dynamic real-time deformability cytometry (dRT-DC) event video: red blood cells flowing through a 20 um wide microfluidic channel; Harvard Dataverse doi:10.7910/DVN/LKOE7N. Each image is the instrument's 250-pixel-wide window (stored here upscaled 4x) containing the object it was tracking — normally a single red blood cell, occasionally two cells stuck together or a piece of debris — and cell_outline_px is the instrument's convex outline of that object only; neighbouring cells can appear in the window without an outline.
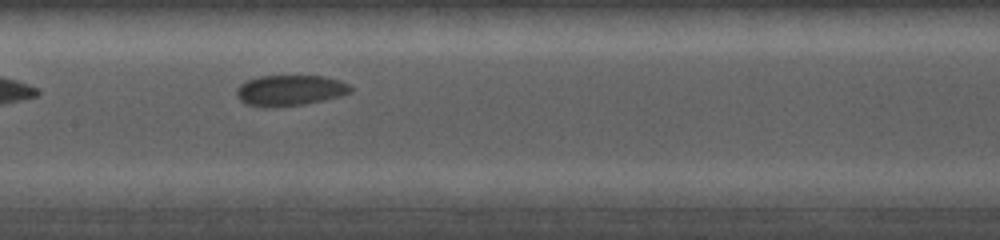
{"species": "common noctule bat (a hibernating species)", "species_latin": "Nyctalus noctula", "temperature_condition": "cold", "stored_images_in_passage": 10, "camera_frame_rate_fps": 5000, "um_per_image_px": 0.085, "animal": {"sex": "female", "body_mass_g": 19.0, "forearm_length_mm": 56.7}, "frame": {"image": 1, "passage_image": 4, "time_ms": 3.2, "image_size_px": [1000, 240], "cell_outline_px": [[352, 92], [340, 96], [324, 100], [304, 104], [268, 108], [264, 108], [244, 104], [236, 96], [236, 88], [240, 84], [248, 80], [260, 76], [324, 76], [340, 80], [348, 84], [352, 88]], "centroid_in_image_um": [24.62, 7.69], "position_along_channel_um": 182.8, "area_um2": 20.63}}
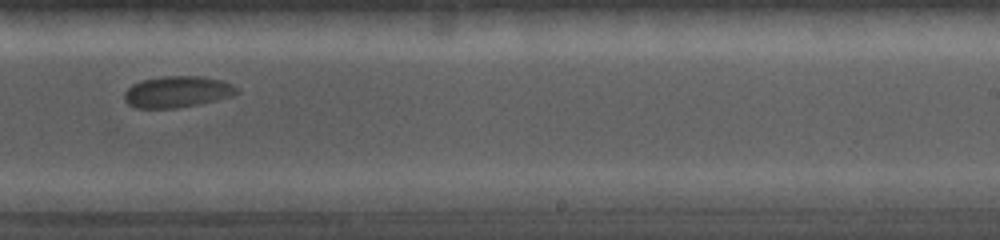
{"frame": {"image": 2, "passage_image": 7, "time_ms": 5.4, "image_size_px": [1000, 240], "cell_outline_px": [[240, 92], [232, 96], [200, 104], [176, 108], [136, 108], [128, 104], [124, 100], [124, 92], [132, 84], [140, 80], [164, 76], [200, 76], [224, 80], [232, 84]], "centroid_in_image_um": [15.06, 7.8], "position_along_channel_um": 273.9, "area_um2": 20.75}}